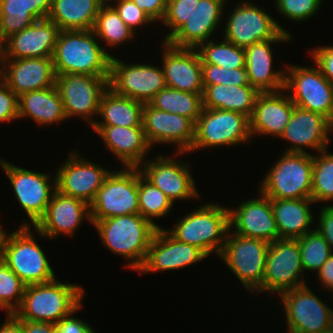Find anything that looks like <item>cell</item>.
<instances>
[{
    "label": "cell",
    "instance_id": "1",
    "mask_svg": "<svg viewBox=\"0 0 333 333\" xmlns=\"http://www.w3.org/2000/svg\"><path fill=\"white\" fill-rule=\"evenodd\" d=\"M82 287L62 283L56 278L46 283L25 286L16 319L57 324L82 308Z\"/></svg>",
    "mask_w": 333,
    "mask_h": 333
},
{
    "label": "cell",
    "instance_id": "2",
    "mask_svg": "<svg viewBox=\"0 0 333 333\" xmlns=\"http://www.w3.org/2000/svg\"><path fill=\"white\" fill-rule=\"evenodd\" d=\"M93 30L60 31L52 55L56 75L109 76L111 54L99 46Z\"/></svg>",
    "mask_w": 333,
    "mask_h": 333
},
{
    "label": "cell",
    "instance_id": "3",
    "mask_svg": "<svg viewBox=\"0 0 333 333\" xmlns=\"http://www.w3.org/2000/svg\"><path fill=\"white\" fill-rule=\"evenodd\" d=\"M103 245L111 252L129 259V268L138 270L144 263L157 227L139 213L115 216L91 222Z\"/></svg>",
    "mask_w": 333,
    "mask_h": 333
},
{
    "label": "cell",
    "instance_id": "4",
    "mask_svg": "<svg viewBox=\"0 0 333 333\" xmlns=\"http://www.w3.org/2000/svg\"><path fill=\"white\" fill-rule=\"evenodd\" d=\"M229 230V209L209 203L178 220L174 229L167 232L176 240L196 246L209 256L211 252L220 254Z\"/></svg>",
    "mask_w": 333,
    "mask_h": 333
},
{
    "label": "cell",
    "instance_id": "5",
    "mask_svg": "<svg viewBox=\"0 0 333 333\" xmlns=\"http://www.w3.org/2000/svg\"><path fill=\"white\" fill-rule=\"evenodd\" d=\"M27 222L6 234L2 258L26 286L52 281L56 278L53 267L35 241L31 225Z\"/></svg>",
    "mask_w": 333,
    "mask_h": 333
},
{
    "label": "cell",
    "instance_id": "6",
    "mask_svg": "<svg viewBox=\"0 0 333 333\" xmlns=\"http://www.w3.org/2000/svg\"><path fill=\"white\" fill-rule=\"evenodd\" d=\"M313 155L285 152L267 173L259 192L270 199L311 198Z\"/></svg>",
    "mask_w": 333,
    "mask_h": 333
},
{
    "label": "cell",
    "instance_id": "7",
    "mask_svg": "<svg viewBox=\"0 0 333 333\" xmlns=\"http://www.w3.org/2000/svg\"><path fill=\"white\" fill-rule=\"evenodd\" d=\"M269 246L261 239L230 235L229 230L219 256L249 292L261 293Z\"/></svg>",
    "mask_w": 333,
    "mask_h": 333
},
{
    "label": "cell",
    "instance_id": "8",
    "mask_svg": "<svg viewBox=\"0 0 333 333\" xmlns=\"http://www.w3.org/2000/svg\"><path fill=\"white\" fill-rule=\"evenodd\" d=\"M232 11L226 22L224 39L238 47L245 49L260 41L292 38L272 16L250 1H241Z\"/></svg>",
    "mask_w": 333,
    "mask_h": 333
},
{
    "label": "cell",
    "instance_id": "9",
    "mask_svg": "<svg viewBox=\"0 0 333 333\" xmlns=\"http://www.w3.org/2000/svg\"><path fill=\"white\" fill-rule=\"evenodd\" d=\"M139 213L138 167L111 171L90 204L91 222Z\"/></svg>",
    "mask_w": 333,
    "mask_h": 333
},
{
    "label": "cell",
    "instance_id": "10",
    "mask_svg": "<svg viewBox=\"0 0 333 333\" xmlns=\"http://www.w3.org/2000/svg\"><path fill=\"white\" fill-rule=\"evenodd\" d=\"M250 138L249 118L241 113L203 108L195 122L194 141L190 151L206 147L236 145Z\"/></svg>",
    "mask_w": 333,
    "mask_h": 333
},
{
    "label": "cell",
    "instance_id": "11",
    "mask_svg": "<svg viewBox=\"0 0 333 333\" xmlns=\"http://www.w3.org/2000/svg\"><path fill=\"white\" fill-rule=\"evenodd\" d=\"M287 68L284 89H288L294 105L320 113L333 123V84L316 66L307 68L292 64Z\"/></svg>",
    "mask_w": 333,
    "mask_h": 333
},
{
    "label": "cell",
    "instance_id": "12",
    "mask_svg": "<svg viewBox=\"0 0 333 333\" xmlns=\"http://www.w3.org/2000/svg\"><path fill=\"white\" fill-rule=\"evenodd\" d=\"M108 79L109 76L80 73L56 75L55 86L67 119L79 115L92 126L95 123L92 115L99 113L101 97L108 89Z\"/></svg>",
    "mask_w": 333,
    "mask_h": 333
},
{
    "label": "cell",
    "instance_id": "13",
    "mask_svg": "<svg viewBox=\"0 0 333 333\" xmlns=\"http://www.w3.org/2000/svg\"><path fill=\"white\" fill-rule=\"evenodd\" d=\"M289 333H324L333 328V309L307 286L280 294Z\"/></svg>",
    "mask_w": 333,
    "mask_h": 333
},
{
    "label": "cell",
    "instance_id": "14",
    "mask_svg": "<svg viewBox=\"0 0 333 333\" xmlns=\"http://www.w3.org/2000/svg\"><path fill=\"white\" fill-rule=\"evenodd\" d=\"M303 272L298 239L279 238L268 248L262 292H278L280 295L304 286Z\"/></svg>",
    "mask_w": 333,
    "mask_h": 333
},
{
    "label": "cell",
    "instance_id": "15",
    "mask_svg": "<svg viewBox=\"0 0 333 333\" xmlns=\"http://www.w3.org/2000/svg\"><path fill=\"white\" fill-rule=\"evenodd\" d=\"M166 87L162 68L148 64H127L111 56L108 88L115 94L149 103Z\"/></svg>",
    "mask_w": 333,
    "mask_h": 333
},
{
    "label": "cell",
    "instance_id": "16",
    "mask_svg": "<svg viewBox=\"0 0 333 333\" xmlns=\"http://www.w3.org/2000/svg\"><path fill=\"white\" fill-rule=\"evenodd\" d=\"M0 164L12 184L16 199L35 226L46 213L54 193L51 190H56V177L52 181L48 174L26 170L3 159Z\"/></svg>",
    "mask_w": 333,
    "mask_h": 333
},
{
    "label": "cell",
    "instance_id": "17",
    "mask_svg": "<svg viewBox=\"0 0 333 333\" xmlns=\"http://www.w3.org/2000/svg\"><path fill=\"white\" fill-rule=\"evenodd\" d=\"M68 159L55 175L56 190L90 205L111 171L76 155L75 152H72Z\"/></svg>",
    "mask_w": 333,
    "mask_h": 333
},
{
    "label": "cell",
    "instance_id": "18",
    "mask_svg": "<svg viewBox=\"0 0 333 333\" xmlns=\"http://www.w3.org/2000/svg\"><path fill=\"white\" fill-rule=\"evenodd\" d=\"M142 118L145 136L151 147L155 143H174L175 147L178 146L175 156L190 152L195 124L189 118L155 109L149 103L143 106Z\"/></svg>",
    "mask_w": 333,
    "mask_h": 333
},
{
    "label": "cell",
    "instance_id": "19",
    "mask_svg": "<svg viewBox=\"0 0 333 333\" xmlns=\"http://www.w3.org/2000/svg\"><path fill=\"white\" fill-rule=\"evenodd\" d=\"M148 160L138 167L141 174L159 188L173 204L177 199L187 200L199 197L188 163L178 162L164 155L157 156L156 160L153 159L154 161Z\"/></svg>",
    "mask_w": 333,
    "mask_h": 333
},
{
    "label": "cell",
    "instance_id": "20",
    "mask_svg": "<svg viewBox=\"0 0 333 333\" xmlns=\"http://www.w3.org/2000/svg\"><path fill=\"white\" fill-rule=\"evenodd\" d=\"M208 257L200 248L180 242L173 238L166 229L158 228L155 232L140 273L163 270H177L202 261Z\"/></svg>",
    "mask_w": 333,
    "mask_h": 333
},
{
    "label": "cell",
    "instance_id": "21",
    "mask_svg": "<svg viewBox=\"0 0 333 333\" xmlns=\"http://www.w3.org/2000/svg\"><path fill=\"white\" fill-rule=\"evenodd\" d=\"M59 32L58 26L49 18L36 20L7 38L0 46V53L4 60L52 58Z\"/></svg>",
    "mask_w": 333,
    "mask_h": 333
},
{
    "label": "cell",
    "instance_id": "22",
    "mask_svg": "<svg viewBox=\"0 0 333 333\" xmlns=\"http://www.w3.org/2000/svg\"><path fill=\"white\" fill-rule=\"evenodd\" d=\"M260 194L258 198L242 202L235 210L229 209V225L230 229H235V234L271 243L280 238L279 231L271 199Z\"/></svg>",
    "mask_w": 333,
    "mask_h": 333
},
{
    "label": "cell",
    "instance_id": "23",
    "mask_svg": "<svg viewBox=\"0 0 333 333\" xmlns=\"http://www.w3.org/2000/svg\"><path fill=\"white\" fill-rule=\"evenodd\" d=\"M162 69L166 86L189 93H203L202 62L195 48H179L162 42Z\"/></svg>",
    "mask_w": 333,
    "mask_h": 333
},
{
    "label": "cell",
    "instance_id": "24",
    "mask_svg": "<svg viewBox=\"0 0 333 333\" xmlns=\"http://www.w3.org/2000/svg\"><path fill=\"white\" fill-rule=\"evenodd\" d=\"M333 123L324 115L294 106L290 121L285 127L283 138L293 145L284 152H306L303 148L315 149L317 153L327 148Z\"/></svg>",
    "mask_w": 333,
    "mask_h": 333
},
{
    "label": "cell",
    "instance_id": "25",
    "mask_svg": "<svg viewBox=\"0 0 333 333\" xmlns=\"http://www.w3.org/2000/svg\"><path fill=\"white\" fill-rule=\"evenodd\" d=\"M85 217L91 223L90 205L55 190L45 215L34 228L43 237L55 238L60 233L72 236Z\"/></svg>",
    "mask_w": 333,
    "mask_h": 333
},
{
    "label": "cell",
    "instance_id": "26",
    "mask_svg": "<svg viewBox=\"0 0 333 333\" xmlns=\"http://www.w3.org/2000/svg\"><path fill=\"white\" fill-rule=\"evenodd\" d=\"M4 82L17 96L55 85L56 73L52 58L4 60Z\"/></svg>",
    "mask_w": 333,
    "mask_h": 333
},
{
    "label": "cell",
    "instance_id": "27",
    "mask_svg": "<svg viewBox=\"0 0 333 333\" xmlns=\"http://www.w3.org/2000/svg\"><path fill=\"white\" fill-rule=\"evenodd\" d=\"M279 90L275 92H260L254 106L250 121V134L274 135L281 137L290 121L294 103L289 95Z\"/></svg>",
    "mask_w": 333,
    "mask_h": 333
},
{
    "label": "cell",
    "instance_id": "28",
    "mask_svg": "<svg viewBox=\"0 0 333 333\" xmlns=\"http://www.w3.org/2000/svg\"><path fill=\"white\" fill-rule=\"evenodd\" d=\"M225 2L226 0H200L190 19L167 42L174 47L196 49L209 41L222 20Z\"/></svg>",
    "mask_w": 333,
    "mask_h": 333
},
{
    "label": "cell",
    "instance_id": "29",
    "mask_svg": "<svg viewBox=\"0 0 333 333\" xmlns=\"http://www.w3.org/2000/svg\"><path fill=\"white\" fill-rule=\"evenodd\" d=\"M123 167H139L150 150L143 126H92Z\"/></svg>",
    "mask_w": 333,
    "mask_h": 333
},
{
    "label": "cell",
    "instance_id": "30",
    "mask_svg": "<svg viewBox=\"0 0 333 333\" xmlns=\"http://www.w3.org/2000/svg\"><path fill=\"white\" fill-rule=\"evenodd\" d=\"M289 40H266L245 48V69L249 84L259 92L284 90L286 71L272 70L271 44Z\"/></svg>",
    "mask_w": 333,
    "mask_h": 333
},
{
    "label": "cell",
    "instance_id": "31",
    "mask_svg": "<svg viewBox=\"0 0 333 333\" xmlns=\"http://www.w3.org/2000/svg\"><path fill=\"white\" fill-rule=\"evenodd\" d=\"M18 116L19 119L29 116L40 125L59 123L67 118L55 85L18 96Z\"/></svg>",
    "mask_w": 333,
    "mask_h": 333
},
{
    "label": "cell",
    "instance_id": "32",
    "mask_svg": "<svg viewBox=\"0 0 333 333\" xmlns=\"http://www.w3.org/2000/svg\"><path fill=\"white\" fill-rule=\"evenodd\" d=\"M271 203L280 238L298 239L312 231L311 198L271 199Z\"/></svg>",
    "mask_w": 333,
    "mask_h": 333
},
{
    "label": "cell",
    "instance_id": "33",
    "mask_svg": "<svg viewBox=\"0 0 333 333\" xmlns=\"http://www.w3.org/2000/svg\"><path fill=\"white\" fill-rule=\"evenodd\" d=\"M259 93L251 85L206 86L202 94L203 108L230 110L250 119Z\"/></svg>",
    "mask_w": 333,
    "mask_h": 333
},
{
    "label": "cell",
    "instance_id": "34",
    "mask_svg": "<svg viewBox=\"0 0 333 333\" xmlns=\"http://www.w3.org/2000/svg\"><path fill=\"white\" fill-rule=\"evenodd\" d=\"M100 7L97 0H51L47 18L60 31L93 30Z\"/></svg>",
    "mask_w": 333,
    "mask_h": 333
},
{
    "label": "cell",
    "instance_id": "35",
    "mask_svg": "<svg viewBox=\"0 0 333 333\" xmlns=\"http://www.w3.org/2000/svg\"><path fill=\"white\" fill-rule=\"evenodd\" d=\"M144 103L126 96L115 94L108 88L102 95L99 113L102 121H95L92 126H121L137 127L143 126Z\"/></svg>",
    "mask_w": 333,
    "mask_h": 333
},
{
    "label": "cell",
    "instance_id": "36",
    "mask_svg": "<svg viewBox=\"0 0 333 333\" xmlns=\"http://www.w3.org/2000/svg\"><path fill=\"white\" fill-rule=\"evenodd\" d=\"M203 93H189L165 87L149 104L155 109L189 118L194 124L203 110Z\"/></svg>",
    "mask_w": 333,
    "mask_h": 333
},
{
    "label": "cell",
    "instance_id": "37",
    "mask_svg": "<svg viewBox=\"0 0 333 333\" xmlns=\"http://www.w3.org/2000/svg\"><path fill=\"white\" fill-rule=\"evenodd\" d=\"M93 31L96 39L101 38L107 43L106 45L113 47L130 41L135 34L111 4L101 5Z\"/></svg>",
    "mask_w": 333,
    "mask_h": 333
},
{
    "label": "cell",
    "instance_id": "38",
    "mask_svg": "<svg viewBox=\"0 0 333 333\" xmlns=\"http://www.w3.org/2000/svg\"><path fill=\"white\" fill-rule=\"evenodd\" d=\"M213 40L200 44L196 50L202 63L213 64L227 69L245 68V49L226 41Z\"/></svg>",
    "mask_w": 333,
    "mask_h": 333
},
{
    "label": "cell",
    "instance_id": "39",
    "mask_svg": "<svg viewBox=\"0 0 333 333\" xmlns=\"http://www.w3.org/2000/svg\"><path fill=\"white\" fill-rule=\"evenodd\" d=\"M138 202L139 214L160 228L152 217H164L172 209L173 203L155 185L149 182L138 168Z\"/></svg>",
    "mask_w": 333,
    "mask_h": 333
},
{
    "label": "cell",
    "instance_id": "40",
    "mask_svg": "<svg viewBox=\"0 0 333 333\" xmlns=\"http://www.w3.org/2000/svg\"><path fill=\"white\" fill-rule=\"evenodd\" d=\"M36 20L28 11L24 0H0V46L7 38Z\"/></svg>",
    "mask_w": 333,
    "mask_h": 333
},
{
    "label": "cell",
    "instance_id": "41",
    "mask_svg": "<svg viewBox=\"0 0 333 333\" xmlns=\"http://www.w3.org/2000/svg\"><path fill=\"white\" fill-rule=\"evenodd\" d=\"M311 199L315 203L333 200V154L327 148L313 155Z\"/></svg>",
    "mask_w": 333,
    "mask_h": 333
},
{
    "label": "cell",
    "instance_id": "42",
    "mask_svg": "<svg viewBox=\"0 0 333 333\" xmlns=\"http://www.w3.org/2000/svg\"><path fill=\"white\" fill-rule=\"evenodd\" d=\"M298 243L303 271H319L333 253L329 243L316 229L298 238Z\"/></svg>",
    "mask_w": 333,
    "mask_h": 333
},
{
    "label": "cell",
    "instance_id": "43",
    "mask_svg": "<svg viewBox=\"0 0 333 333\" xmlns=\"http://www.w3.org/2000/svg\"><path fill=\"white\" fill-rule=\"evenodd\" d=\"M25 284L8 267L7 262L0 259V308L7 315L13 314L20 306L24 295ZM14 301V302H13Z\"/></svg>",
    "mask_w": 333,
    "mask_h": 333
},
{
    "label": "cell",
    "instance_id": "44",
    "mask_svg": "<svg viewBox=\"0 0 333 333\" xmlns=\"http://www.w3.org/2000/svg\"><path fill=\"white\" fill-rule=\"evenodd\" d=\"M203 87L211 85H250L245 68L227 69L213 64L202 63Z\"/></svg>",
    "mask_w": 333,
    "mask_h": 333
},
{
    "label": "cell",
    "instance_id": "45",
    "mask_svg": "<svg viewBox=\"0 0 333 333\" xmlns=\"http://www.w3.org/2000/svg\"><path fill=\"white\" fill-rule=\"evenodd\" d=\"M200 0H167V9L164 19L161 21L169 29L163 42H167L190 19L195 7Z\"/></svg>",
    "mask_w": 333,
    "mask_h": 333
},
{
    "label": "cell",
    "instance_id": "46",
    "mask_svg": "<svg viewBox=\"0 0 333 333\" xmlns=\"http://www.w3.org/2000/svg\"><path fill=\"white\" fill-rule=\"evenodd\" d=\"M276 9L292 21H305L317 13L322 0H275Z\"/></svg>",
    "mask_w": 333,
    "mask_h": 333
},
{
    "label": "cell",
    "instance_id": "47",
    "mask_svg": "<svg viewBox=\"0 0 333 333\" xmlns=\"http://www.w3.org/2000/svg\"><path fill=\"white\" fill-rule=\"evenodd\" d=\"M124 23L134 32L135 28L154 21L142 11L132 0H118L116 5H112Z\"/></svg>",
    "mask_w": 333,
    "mask_h": 333
},
{
    "label": "cell",
    "instance_id": "48",
    "mask_svg": "<svg viewBox=\"0 0 333 333\" xmlns=\"http://www.w3.org/2000/svg\"><path fill=\"white\" fill-rule=\"evenodd\" d=\"M19 119L18 96L4 82L0 85V122Z\"/></svg>",
    "mask_w": 333,
    "mask_h": 333
},
{
    "label": "cell",
    "instance_id": "49",
    "mask_svg": "<svg viewBox=\"0 0 333 333\" xmlns=\"http://www.w3.org/2000/svg\"><path fill=\"white\" fill-rule=\"evenodd\" d=\"M309 53L312 55L316 67L333 84V46L314 48Z\"/></svg>",
    "mask_w": 333,
    "mask_h": 333
},
{
    "label": "cell",
    "instance_id": "50",
    "mask_svg": "<svg viewBox=\"0 0 333 333\" xmlns=\"http://www.w3.org/2000/svg\"><path fill=\"white\" fill-rule=\"evenodd\" d=\"M155 23L162 21L166 14L167 0H132Z\"/></svg>",
    "mask_w": 333,
    "mask_h": 333
},
{
    "label": "cell",
    "instance_id": "51",
    "mask_svg": "<svg viewBox=\"0 0 333 333\" xmlns=\"http://www.w3.org/2000/svg\"><path fill=\"white\" fill-rule=\"evenodd\" d=\"M319 214V226L315 229L329 243L333 251V205L323 206Z\"/></svg>",
    "mask_w": 333,
    "mask_h": 333
},
{
    "label": "cell",
    "instance_id": "52",
    "mask_svg": "<svg viewBox=\"0 0 333 333\" xmlns=\"http://www.w3.org/2000/svg\"><path fill=\"white\" fill-rule=\"evenodd\" d=\"M70 316L63 318L56 324L57 333H95L87 322Z\"/></svg>",
    "mask_w": 333,
    "mask_h": 333
},
{
    "label": "cell",
    "instance_id": "53",
    "mask_svg": "<svg viewBox=\"0 0 333 333\" xmlns=\"http://www.w3.org/2000/svg\"><path fill=\"white\" fill-rule=\"evenodd\" d=\"M17 320L21 323L23 333H57L56 324L53 323Z\"/></svg>",
    "mask_w": 333,
    "mask_h": 333
},
{
    "label": "cell",
    "instance_id": "54",
    "mask_svg": "<svg viewBox=\"0 0 333 333\" xmlns=\"http://www.w3.org/2000/svg\"><path fill=\"white\" fill-rule=\"evenodd\" d=\"M28 11L37 19L47 18L50 13L51 0H24Z\"/></svg>",
    "mask_w": 333,
    "mask_h": 333
},
{
    "label": "cell",
    "instance_id": "55",
    "mask_svg": "<svg viewBox=\"0 0 333 333\" xmlns=\"http://www.w3.org/2000/svg\"><path fill=\"white\" fill-rule=\"evenodd\" d=\"M320 283L328 290H333V253L317 272Z\"/></svg>",
    "mask_w": 333,
    "mask_h": 333
},
{
    "label": "cell",
    "instance_id": "56",
    "mask_svg": "<svg viewBox=\"0 0 333 333\" xmlns=\"http://www.w3.org/2000/svg\"><path fill=\"white\" fill-rule=\"evenodd\" d=\"M0 333H23L21 323L12 314H8L7 320L0 326Z\"/></svg>",
    "mask_w": 333,
    "mask_h": 333
},
{
    "label": "cell",
    "instance_id": "57",
    "mask_svg": "<svg viewBox=\"0 0 333 333\" xmlns=\"http://www.w3.org/2000/svg\"><path fill=\"white\" fill-rule=\"evenodd\" d=\"M6 234L4 230H2L1 225H0V259L2 258V254H3V243H4V239L6 237Z\"/></svg>",
    "mask_w": 333,
    "mask_h": 333
},
{
    "label": "cell",
    "instance_id": "58",
    "mask_svg": "<svg viewBox=\"0 0 333 333\" xmlns=\"http://www.w3.org/2000/svg\"><path fill=\"white\" fill-rule=\"evenodd\" d=\"M1 63H2V65H1ZM3 63H4V59L2 57V54L0 53V85L4 83V67H2V66H4Z\"/></svg>",
    "mask_w": 333,
    "mask_h": 333
},
{
    "label": "cell",
    "instance_id": "59",
    "mask_svg": "<svg viewBox=\"0 0 333 333\" xmlns=\"http://www.w3.org/2000/svg\"><path fill=\"white\" fill-rule=\"evenodd\" d=\"M101 5H108L107 3L108 2H112L111 0H97ZM113 1H115V0H113ZM116 1H118V0H116Z\"/></svg>",
    "mask_w": 333,
    "mask_h": 333
},
{
    "label": "cell",
    "instance_id": "60",
    "mask_svg": "<svg viewBox=\"0 0 333 333\" xmlns=\"http://www.w3.org/2000/svg\"><path fill=\"white\" fill-rule=\"evenodd\" d=\"M324 333H333V328L330 329V330H328V331H326V332H324Z\"/></svg>",
    "mask_w": 333,
    "mask_h": 333
}]
</instances>
